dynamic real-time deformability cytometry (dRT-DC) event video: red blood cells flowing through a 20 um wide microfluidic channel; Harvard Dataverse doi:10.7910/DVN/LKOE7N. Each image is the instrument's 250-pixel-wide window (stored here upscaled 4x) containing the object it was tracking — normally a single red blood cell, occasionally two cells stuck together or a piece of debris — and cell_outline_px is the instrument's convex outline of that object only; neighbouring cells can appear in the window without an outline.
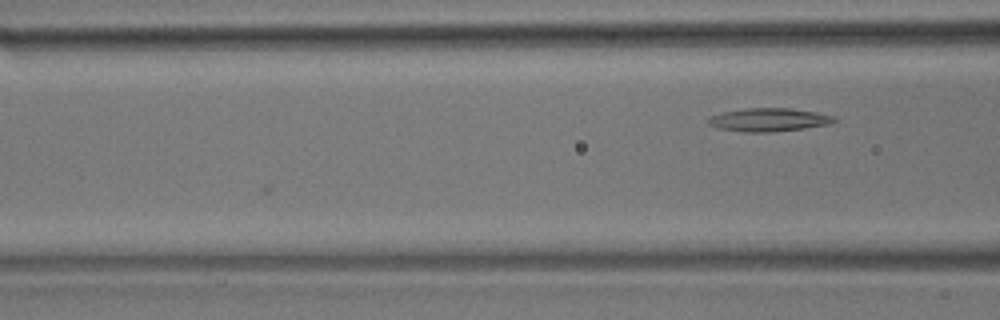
{"species": "common noctule bat (a hibernating species)", "species_latin": "Nyctalus noctula", "temperature_condition": "room temperature", "stored_images_in_passage": 7, "camera_frame_rate_fps": 3000, "um_per_image_px": 0.085, "animal": {"sex": "male", "body_mass_g": 17.9}, "frame": {"image": 1, "passage_image": 7, "time_ms": 2.0, "image_size_px": [1000, 320], "cell_outline_px": [[840, 120], [832, 124], [804, 128], [772, 132], [744, 132], [720, 128], [708, 124], [708, 116], [720, 112], [744, 108], [792, 108], [816, 112], [832, 116]], "centroid_in_image_um": [65.36, 10.17], "position_along_channel_um": 101.2, "area_um2": 17.28}}